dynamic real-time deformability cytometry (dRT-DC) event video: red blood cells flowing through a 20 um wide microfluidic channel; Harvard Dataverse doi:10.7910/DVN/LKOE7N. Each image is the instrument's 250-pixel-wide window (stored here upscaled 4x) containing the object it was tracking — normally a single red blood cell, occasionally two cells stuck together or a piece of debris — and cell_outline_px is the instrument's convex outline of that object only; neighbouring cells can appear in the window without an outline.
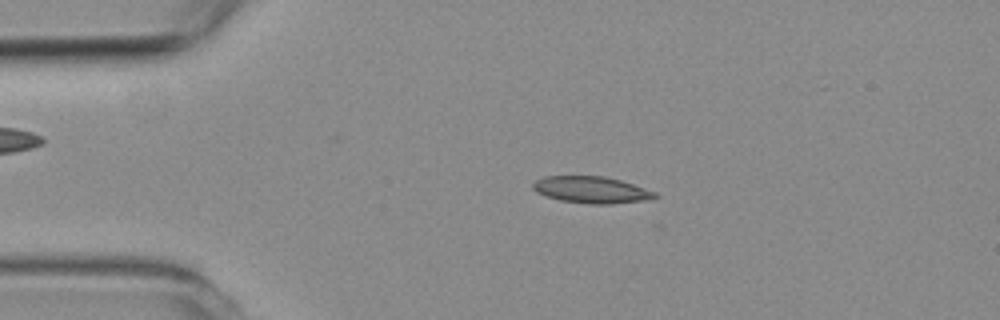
{"species": "common noctule bat (a hibernating species)", "species_latin": "Nyctalus noctula", "temperature_condition": "room temperature", "stored_images_in_passage": 26, "camera_frame_rate_fps": 3000, "um_per_image_px": 0.085, "animal": {"sex": "female", "body_mass_g": 19.3, "forearm_length_mm": 54.1}, "frame": {"image": 1, "passage_image": 12, "time_ms": 3.667, "image_size_px": [1000, 320], "cell_outline_px": [[660, 196], [644, 200], [612, 204], [592, 204], [560, 200], [536, 192], [532, 188], [532, 184], [536, 180], [544, 176], [604, 176], [620, 180], [656, 192]], "centroid_in_image_um": [50.26, 16.13], "position_along_channel_um": 34.7, "area_um2": 18.84}}
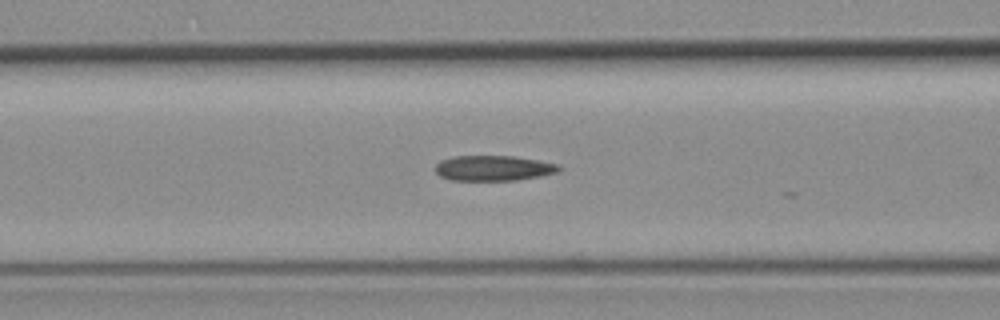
{"frame": {"image": 2, "passage_image": 22, "time_ms": 7.0, "image_size_px": [1000, 320], "cell_outline_px": [[560, 172], [540, 176], [516, 180], [452, 180], [440, 176], [436, 172], [436, 164], [440, 160], [452, 156], [512, 156], [560, 164]], "centroid_in_image_um": [41.95, 14.29], "position_along_channel_um": 124.7, "area_um2": 18.21}}
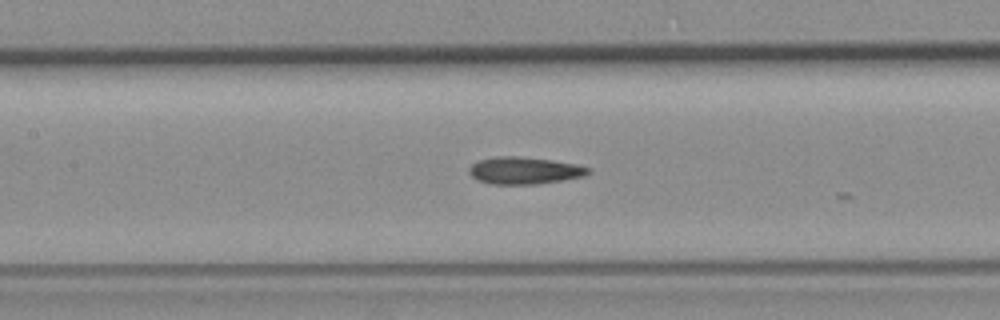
{"frame": {"image": 3, "passage_image": 25, "time_ms": 8.0, "image_size_px": [1000, 320], "cell_outline_px": [[592, 172], [584, 176], [536, 184], [492, 184], [480, 180], [472, 176], [468, 172], [468, 168], [472, 164], [480, 160], [496, 156], [516, 156], [552, 160], [576, 164], [592, 168]], "centroid_in_image_um": [44.59, 14.49], "position_along_channel_um": 162.8, "area_um2": 18.73}}